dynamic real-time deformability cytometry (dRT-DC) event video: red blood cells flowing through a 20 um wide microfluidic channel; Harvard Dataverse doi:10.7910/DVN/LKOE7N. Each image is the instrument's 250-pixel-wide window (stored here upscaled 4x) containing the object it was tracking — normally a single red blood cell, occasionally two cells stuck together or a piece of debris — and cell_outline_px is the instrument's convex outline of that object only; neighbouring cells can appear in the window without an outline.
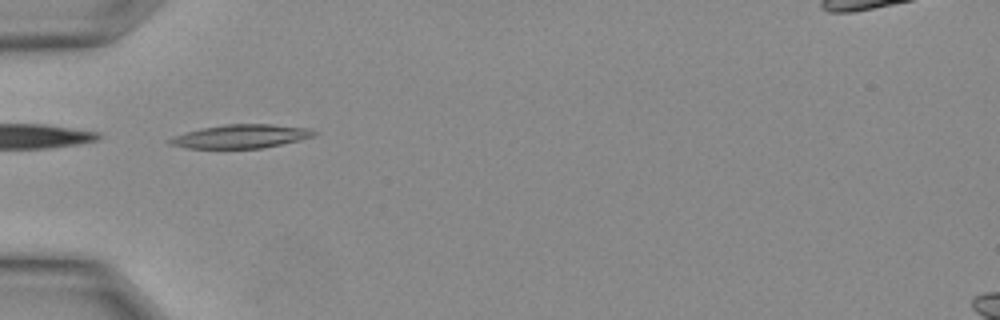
{"species": "Egyptian fruit bat (a non-hibernating species)", "species_latin": "Rousettus aegyptiacus", "temperature_condition": "warm", "stored_images_in_passage": 7, "camera_frame_rate_fps": 3000, "um_per_image_px": 0.085, "animal": {"sex": "female"}, "frame": {"image": 1, "passage_image": 2, "time_ms": 0.333, "image_size_px": [1000, 320], "cell_outline_px": [[320, 132], [316, 136], [300, 140], [264, 148], [188, 148], [168, 144], [168, 140], [176, 136], [188, 132], [204, 128], [228, 124], [272, 124], [312, 128]], "centroid_in_image_um": [20.61, 11.59], "position_along_channel_um": 64.4, "area_um2": 19.83}}
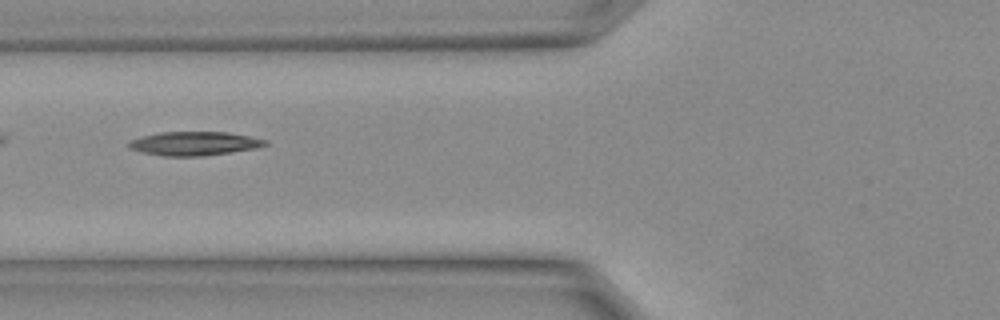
{"frame": {"image": 2, "passage_image": 4, "time_ms": 1.0, "image_size_px": [1000, 320], "cell_outline_px": [[268, 144], [256, 148], [200, 156], [164, 156], [140, 152], [128, 148], [124, 144], [132, 140], [144, 136], [160, 132], [228, 132], [268, 140]], "centroid_in_image_um": [16.47, 12.2], "position_along_channel_um": 109.3, "area_um2": 18.84}}